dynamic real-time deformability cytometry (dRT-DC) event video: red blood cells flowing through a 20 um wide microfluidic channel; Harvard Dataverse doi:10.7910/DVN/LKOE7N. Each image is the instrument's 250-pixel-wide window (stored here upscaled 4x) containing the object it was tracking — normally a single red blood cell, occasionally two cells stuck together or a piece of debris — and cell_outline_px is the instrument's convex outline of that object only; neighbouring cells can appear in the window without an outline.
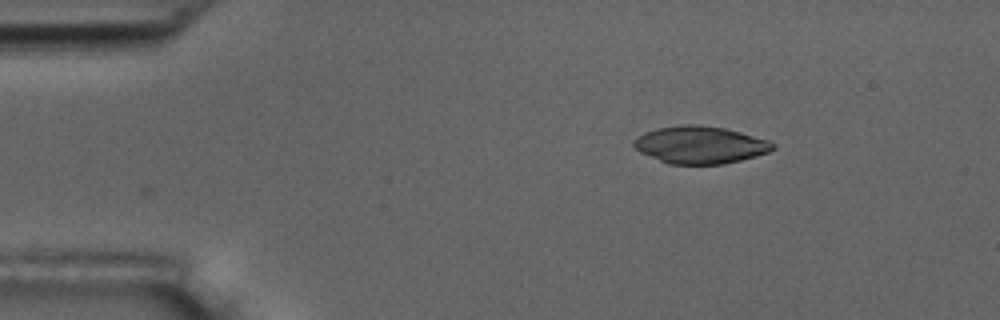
{"species": "common noctule bat (a hibernating species)", "species_latin": "Nyctalus noctula", "temperature_condition": "room temperature", "stored_images_in_passage": 3, "camera_frame_rate_fps": 3000, "um_per_image_px": 0.085, "animal": {"sex": "male", "body_mass_g": 17.5, "forearm_length_mm": 52.3}, "frame": {"image": 1, "passage_image": 3, "time_ms": 2.333, "image_size_px": [1000, 320], "cell_outline_px": [[776, 148], [768, 152], [756, 156], [724, 164], [668, 164], [640, 152], [632, 144], [632, 140], [644, 132], [656, 128], [680, 124], [700, 124], [724, 128], [740, 132], [768, 140], [776, 144]], "centroid_in_image_um": [59.5, 12.3], "position_along_channel_um": 25.5, "area_um2": 30.46}}